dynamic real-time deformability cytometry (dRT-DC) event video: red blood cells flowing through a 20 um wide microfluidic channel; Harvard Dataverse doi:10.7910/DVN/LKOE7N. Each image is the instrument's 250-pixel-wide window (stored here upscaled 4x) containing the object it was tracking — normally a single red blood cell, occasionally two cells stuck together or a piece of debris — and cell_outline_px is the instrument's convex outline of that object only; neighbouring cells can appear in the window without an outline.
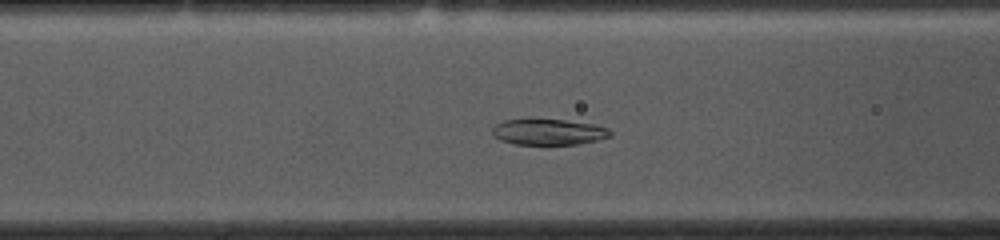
{"species": "common noctule bat (a hibernating species)", "species_latin": "Nyctalus noctula", "temperature_condition": "cold", "stored_images_in_passage": 53, "camera_frame_rate_fps": 3000, "um_per_image_px": 0.085, "animal": {"sex": "female", "body_mass_g": 10.0, "forearm_length_mm": 53.1}, "frame": {"image": 1, "passage_image": 19, "time_ms": 6.0, "image_size_px": [1000, 240], "cell_outline_px": [[612, 136], [596, 140], [576, 144], [516, 144], [500, 140], [492, 136], [492, 128], [496, 124], [504, 120], [564, 120], [596, 124], [608, 128], [612, 132]], "centroid_in_image_um": [46.63, 11.22], "position_along_channel_um": 120.0, "area_um2": 17.69}}
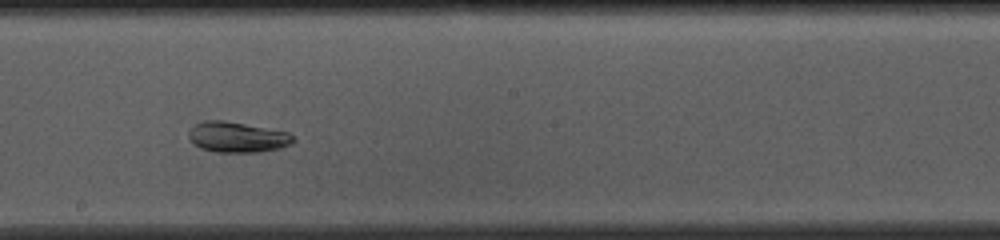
{"frame": {"image": 2, "passage_image": 28, "time_ms": 9.0, "image_size_px": [1000, 240], "cell_outline_px": [[296, 140], [292, 144], [280, 148], [260, 152], [216, 152], [200, 148], [192, 144], [188, 136], [188, 132], [196, 124], [204, 120], [224, 120], [288, 132]], "centroid_in_image_um": [20.15, 11.66], "position_along_channel_um": 228.0, "area_um2": 18.67}}
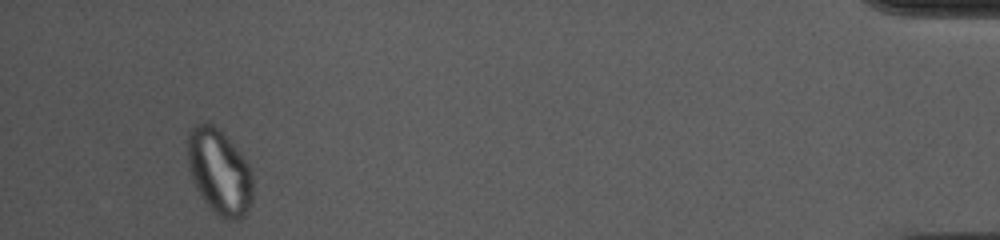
{"frame": {"image": 3, "passage_image": 50, "time_ms": 16.333, "image_size_px": [1000, 240], "cell_outline_px": [[252, 204], [248, 212], [240, 220], [224, 220], [204, 200], [196, 188], [188, 168], [188, 132], [200, 120], [212, 124], [220, 128], [240, 152], [248, 164], [252, 176]], "centroid_in_image_um": [18.66, 14.58], "position_along_channel_um": 416.5, "area_um2": 32.71}}